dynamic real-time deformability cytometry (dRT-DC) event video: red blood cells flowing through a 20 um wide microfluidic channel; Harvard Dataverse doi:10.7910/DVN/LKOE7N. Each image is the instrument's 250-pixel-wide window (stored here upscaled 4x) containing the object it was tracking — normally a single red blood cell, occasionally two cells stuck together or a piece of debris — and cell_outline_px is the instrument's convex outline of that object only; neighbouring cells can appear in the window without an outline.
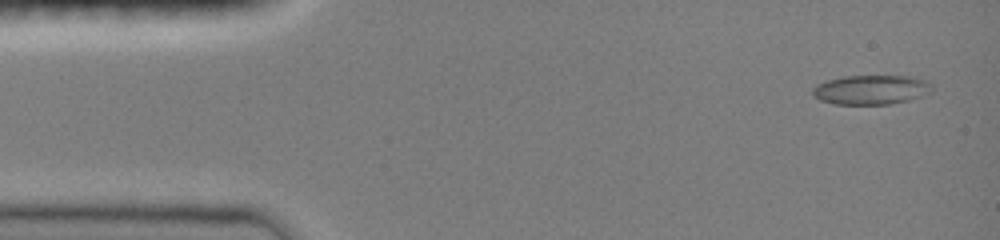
{"species": "common noctule bat (a hibernating species)", "species_latin": "Nyctalus noctula", "temperature_condition": "room temperature", "stored_images_in_passage": 6, "camera_frame_rate_fps": 3000, "um_per_image_px": 0.085, "animal": {"sex": "female", "body_mass_g": 19.0, "forearm_length_mm": 51.5}, "frame": {"image": 1, "passage_image": 1, "time_ms": 0.0, "image_size_px": [1000, 240], "cell_outline_px": [[932, 88], [928, 92], [920, 96], [908, 100], [888, 104], [836, 104], [820, 100], [812, 96], [812, 88], [816, 84], [828, 80], [844, 76], [908, 76], [924, 80], [932, 84]], "centroid_in_image_um": [73.98, 7.62], "position_along_channel_um": 11.0, "area_um2": 20.29}}
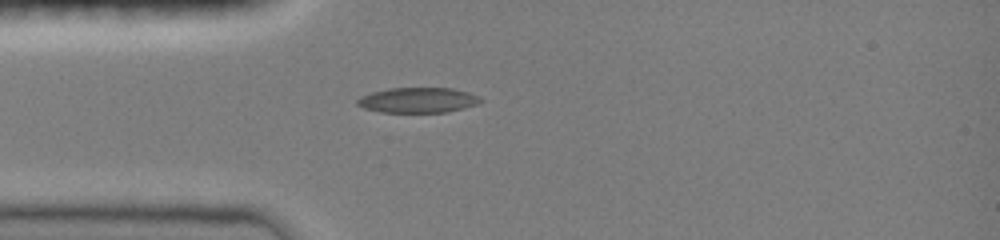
{"frame": {"image": 2, "passage_image": 6, "time_ms": 3.333, "image_size_px": [1000, 240], "cell_outline_px": [[484, 100], [476, 104], [464, 108], [448, 112], [380, 112], [364, 108], [356, 104], [356, 100], [360, 96], [372, 92], [388, 88], [452, 88], [468, 92], [480, 96]], "centroid_in_image_um": [35.53, 8.51], "position_along_channel_um": 49.5, "area_um2": 18.21}}